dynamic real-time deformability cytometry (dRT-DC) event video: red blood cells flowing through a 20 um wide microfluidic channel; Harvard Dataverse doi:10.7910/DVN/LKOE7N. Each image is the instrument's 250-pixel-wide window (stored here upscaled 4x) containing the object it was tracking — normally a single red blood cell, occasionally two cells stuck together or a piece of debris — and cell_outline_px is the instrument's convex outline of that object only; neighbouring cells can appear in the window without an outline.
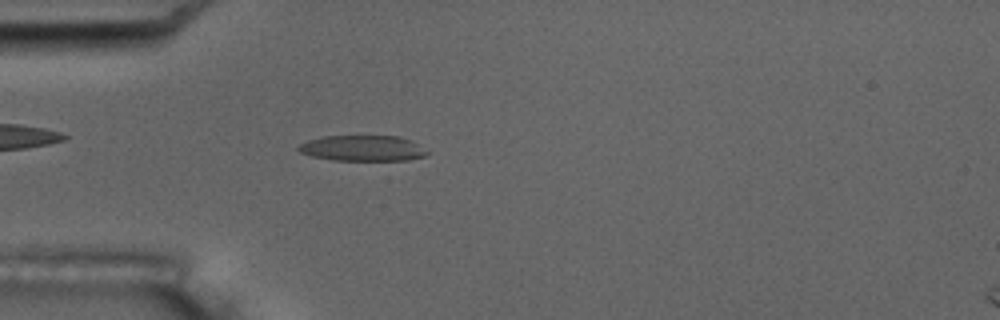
{"species": "common noctule bat (a hibernating species)", "species_latin": "Nyctalus noctula", "temperature_condition": "room temperature", "stored_images_in_passage": 6, "camera_frame_rate_fps": 3000, "um_per_image_px": 0.085, "animal": {"sex": "male", "body_mass_g": 17.5, "forearm_length_mm": 52.3}, "frame": {"image": 1, "passage_image": 6, "time_ms": 6.0, "image_size_px": [1000, 320], "cell_outline_px": [[428, 152], [424, 156], [408, 160], [332, 160], [312, 156], [300, 152], [296, 148], [300, 144], [308, 140], [324, 136], [400, 136], [412, 140]], "centroid_in_image_um": [30.81, 12.59], "position_along_channel_um": 54.2, "area_um2": 19.19}}